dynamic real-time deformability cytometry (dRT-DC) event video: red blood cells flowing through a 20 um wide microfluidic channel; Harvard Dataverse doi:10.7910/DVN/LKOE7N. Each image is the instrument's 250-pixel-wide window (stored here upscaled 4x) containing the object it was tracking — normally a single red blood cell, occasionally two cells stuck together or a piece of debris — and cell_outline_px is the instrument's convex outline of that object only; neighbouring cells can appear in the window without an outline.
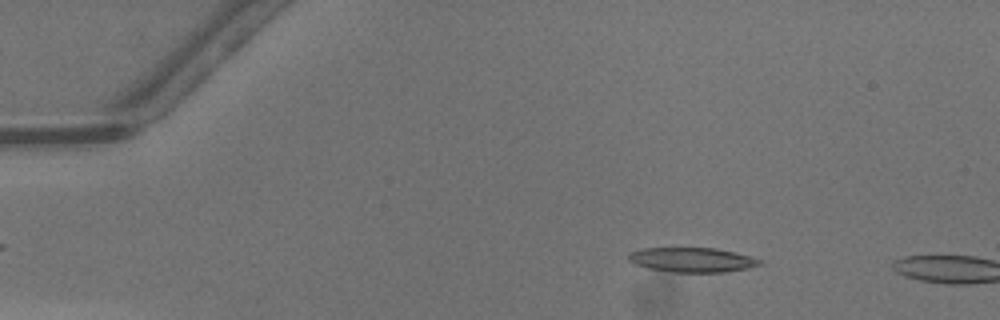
{"species": "common noctule bat (a hibernating species)", "species_latin": "Nyctalus noctula", "temperature_condition": "warm", "stored_images_in_passage": 9, "camera_frame_rate_fps": 3000, "um_per_image_px": 0.085, "animal": {"sex": "male", "body_mass_g": 13.3}, "frame": {"image": 1, "passage_image": 7, "time_ms": 2.0, "image_size_px": [1000, 320], "cell_outline_px": [[764, 264], [748, 268], [724, 272], [672, 272], [648, 268], [636, 264], [628, 260], [628, 252], [640, 248], [716, 248], [748, 256], [760, 260]], "centroid_in_image_um": [58.79, 22.08], "position_along_channel_um": 26.2, "area_um2": 18.73}}